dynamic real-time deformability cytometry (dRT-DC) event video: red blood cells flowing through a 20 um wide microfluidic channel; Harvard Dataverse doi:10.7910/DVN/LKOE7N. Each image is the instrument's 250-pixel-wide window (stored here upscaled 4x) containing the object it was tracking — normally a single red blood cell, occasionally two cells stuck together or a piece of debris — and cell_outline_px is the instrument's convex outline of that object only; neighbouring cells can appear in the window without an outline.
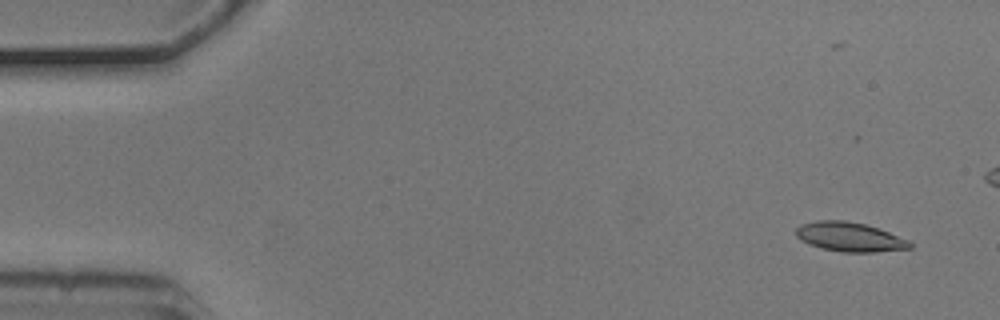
{"species": "common noctule bat (a hibernating species)", "species_latin": "Nyctalus noctula", "temperature_condition": "cold", "stored_images_in_passage": 6, "camera_frame_rate_fps": 3000, "um_per_image_px": 0.085, "animal": {"sex": "male", "body_mass_g": 20.5, "forearm_length_mm": 52.5}, "frame": {"image": 1, "passage_image": 1, "time_ms": 0.0, "image_size_px": [1000, 320], "cell_outline_px": [[912, 248], [876, 252], [840, 252], [808, 244], [800, 240], [796, 236], [796, 228], [800, 224], [816, 220], [844, 220], [864, 224], [880, 228], [908, 240], [912, 244]], "centroid_in_image_um": [72.21, 20.13], "position_along_channel_um": 12.8, "area_um2": 19.54}}
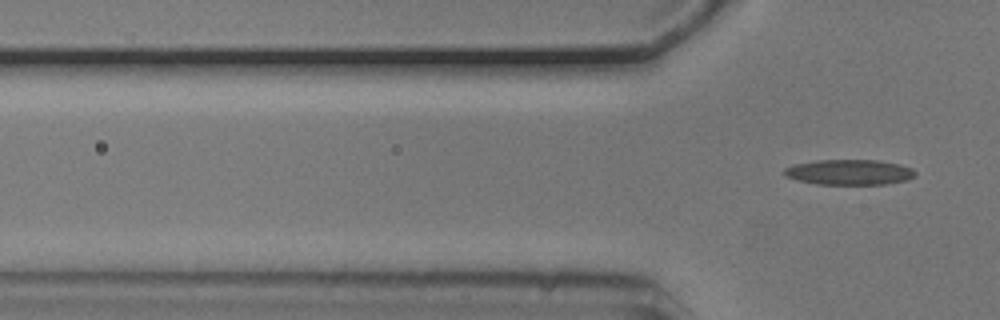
{"frame": {"image": 2, "passage_image": 6, "time_ms": 1.667, "image_size_px": [1000, 320], "cell_outline_px": [[916, 176], [908, 180], [884, 184], [816, 184], [796, 180], [784, 176], [784, 168], [796, 164], [816, 160], [876, 160], [900, 164], [912, 168], [916, 172]], "centroid_in_image_um": [72.2, 14.64], "position_along_channel_um": 53.6, "area_um2": 19.42}}